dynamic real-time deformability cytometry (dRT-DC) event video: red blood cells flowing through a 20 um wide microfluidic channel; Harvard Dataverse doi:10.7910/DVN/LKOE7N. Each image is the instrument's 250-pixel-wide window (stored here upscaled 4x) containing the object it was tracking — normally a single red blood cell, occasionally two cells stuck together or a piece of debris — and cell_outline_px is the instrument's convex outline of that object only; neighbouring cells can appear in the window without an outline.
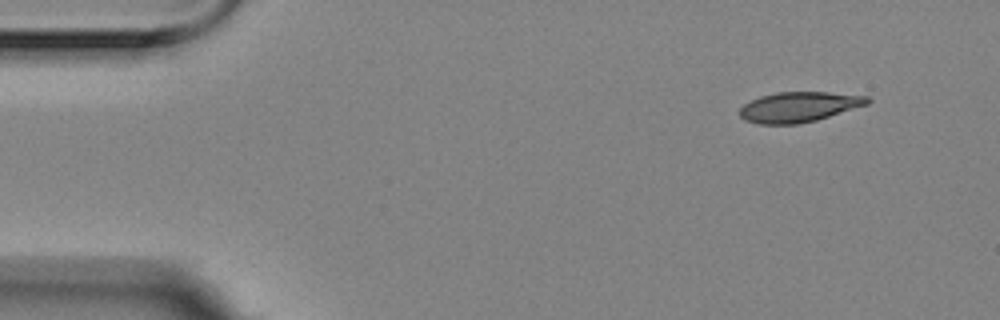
{"species": "Egyptian fruit bat (a non-hibernating species)", "species_latin": "Rousettus aegyptiacus", "temperature_condition": "room temperature", "stored_images_in_passage": 5, "segment_of_instrument_passage": [1, 2], "camera_frame_rate_fps": 3000, "um_per_image_px": 0.085, "animal": {"sex": "female"}, "frame": {"image": 1, "passage_image": 1, "time_ms": 0.0, "image_size_px": [1000, 320], "cell_outline_px": [[872, 100], [868, 104], [816, 120], [796, 124], [760, 124], [744, 120], [740, 116], [740, 108], [744, 104], [760, 96], [776, 92], [828, 92], [868, 96]], "centroid_in_image_um": [67.91, 9.08], "position_along_channel_um": 17.1, "area_um2": 22.37}}
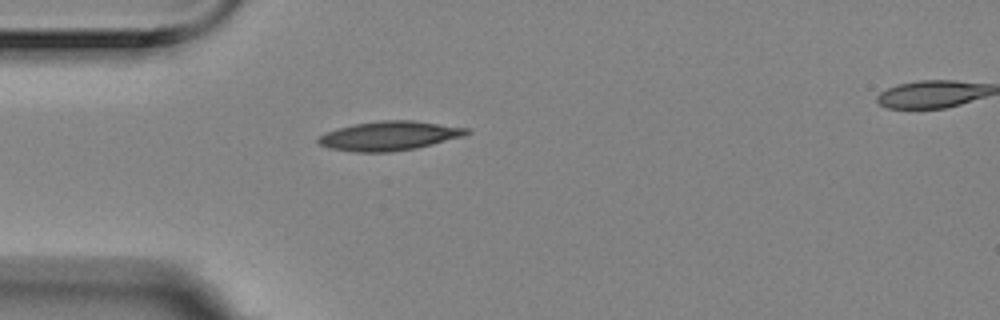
{"frame": {"image": 2, "passage_image": 4, "time_ms": 1.0, "image_size_px": [1000, 320], "cell_outline_px": [[472, 132], [464, 136], [416, 148], [392, 152], [356, 152], [328, 148], [316, 144], [316, 140], [324, 132], [336, 128], [352, 124], [380, 120], [412, 120], [468, 128]], "centroid_in_image_um": [33.04, 11.54], "position_along_channel_um": 52.0, "area_um2": 25.49}}